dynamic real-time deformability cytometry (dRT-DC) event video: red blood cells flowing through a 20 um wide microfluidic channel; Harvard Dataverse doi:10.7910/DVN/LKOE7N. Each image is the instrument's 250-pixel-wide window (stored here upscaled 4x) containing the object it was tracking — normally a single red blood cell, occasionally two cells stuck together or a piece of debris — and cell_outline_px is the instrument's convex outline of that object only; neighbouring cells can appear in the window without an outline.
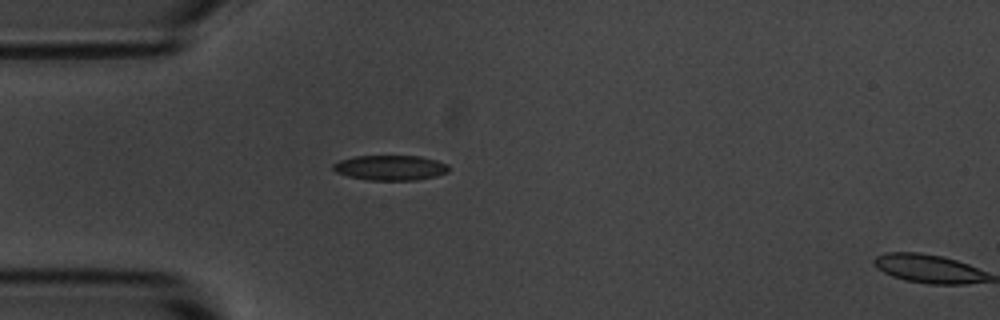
{"species": "common noctule bat (a hibernating species)", "species_latin": "Nyctalus noctula", "temperature_condition": "room temperature", "stored_images_in_passage": 2, "camera_frame_rate_fps": 3000, "um_per_image_px": 0.085, "animal": {"sex": "male", "body_mass_g": 20.1, "forearm_length_mm": 53.5}, "frame": {"image": 1, "passage_image": 1, "time_ms": 0.0, "image_size_px": [1000, 320], "cell_outline_px": [[448, 172], [436, 176], [416, 180], [368, 180], [348, 176], [336, 172], [332, 168], [332, 164], [340, 160], [356, 156], [420, 156], [436, 160], [448, 164]], "centroid_in_image_um": [33.18, 14.26], "position_along_channel_um": 51.8, "area_um2": 16.88}}